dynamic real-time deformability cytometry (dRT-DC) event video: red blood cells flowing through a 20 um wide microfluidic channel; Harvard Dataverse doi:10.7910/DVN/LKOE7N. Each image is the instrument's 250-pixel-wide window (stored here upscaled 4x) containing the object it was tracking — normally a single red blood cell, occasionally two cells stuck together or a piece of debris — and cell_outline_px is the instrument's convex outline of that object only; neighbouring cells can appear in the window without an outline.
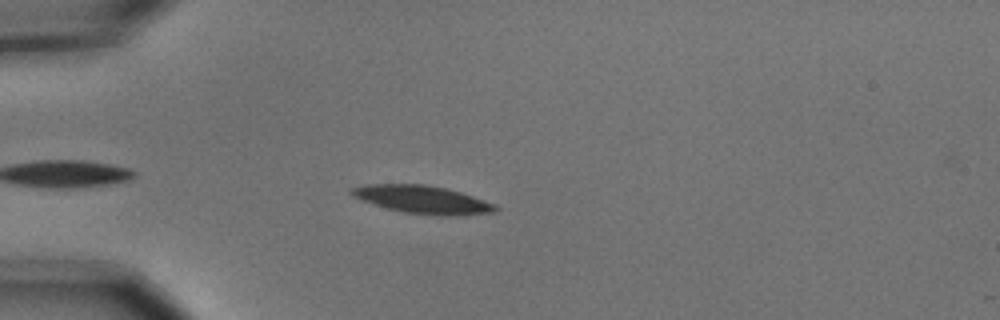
{"species": "common noctule bat (a hibernating species)", "species_latin": "Nyctalus noctula", "temperature_condition": "cold", "stored_images_in_passage": 42, "camera_frame_rate_fps": 3000, "um_per_image_px": 0.085, "animal": {"sex": "male", "body_mass_g": 15.6}, "frame": {"image": 1, "passage_image": 5, "time_ms": 1.333, "image_size_px": [1000, 320], "cell_outline_px": [[500, 208], [496, 212], [456, 216], [436, 216], [404, 212], [388, 208], [352, 196], [348, 192], [348, 188], [368, 184], [424, 184], [444, 188], [460, 192], [496, 204]], "centroid_in_image_um": [35.94, 16.97], "position_along_channel_um": 49.1, "area_um2": 23.41}}
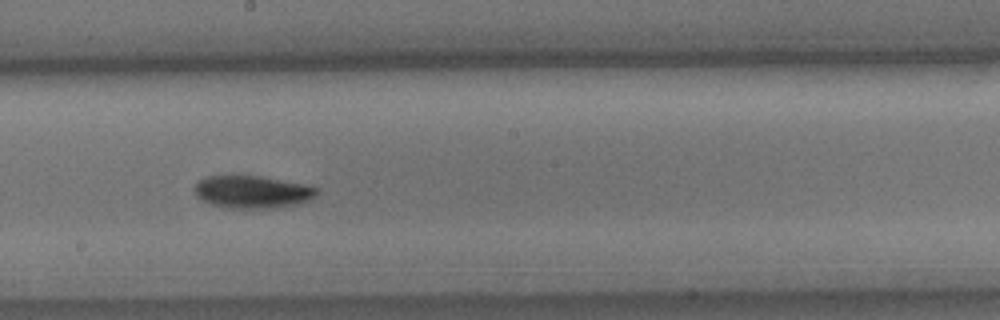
{"frame": {"image": 2, "passage_image": 21, "time_ms": 6.667, "image_size_px": [1000, 320], "cell_outline_px": [[320, 188], [316, 196], [308, 200], [296, 204], [276, 208], [232, 208], [212, 204], [196, 196], [196, 184], [200, 180], [208, 176], [260, 176], [312, 184]], "centroid_in_image_um": [21.56, 16.3], "position_along_channel_um": 226.6, "area_um2": 23.24}}
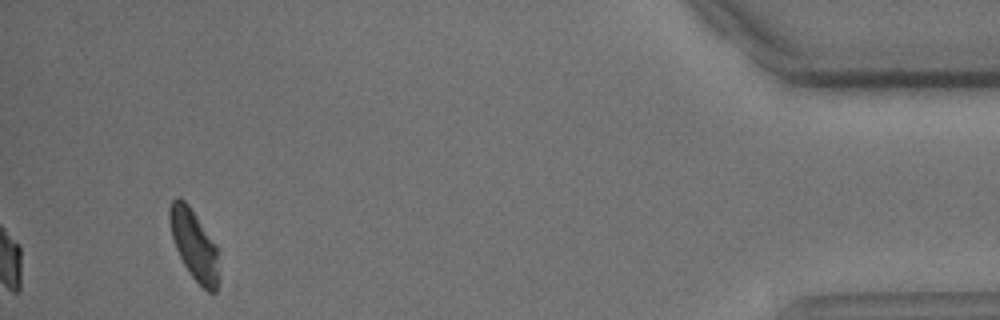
{"frame": {"image": 3, "passage_image": 42, "time_ms": 13.667, "image_size_px": [1000, 320], "cell_outline_px": [[220, 248], [216, 292], [208, 292], [192, 276], [184, 264], [176, 248], [172, 236], [168, 220], [168, 208], [172, 200], [176, 196], [180, 196], [188, 204]], "centroid_in_image_um": [16.51, 20.75], "position_along_channel_um": 418.7, "area_um2": 20.4}, "authors_computed_cell_mechanics": {"area_um2": 22.3975, "velocity_mm_per_s": 3.6638, "shape_relaxation_time_tau1_ms": 3.1668, "shape_relaxation_time_tau2_ms": null, "deformation_change_tau1": 0.1269, "deformation_change_tau2": null}}